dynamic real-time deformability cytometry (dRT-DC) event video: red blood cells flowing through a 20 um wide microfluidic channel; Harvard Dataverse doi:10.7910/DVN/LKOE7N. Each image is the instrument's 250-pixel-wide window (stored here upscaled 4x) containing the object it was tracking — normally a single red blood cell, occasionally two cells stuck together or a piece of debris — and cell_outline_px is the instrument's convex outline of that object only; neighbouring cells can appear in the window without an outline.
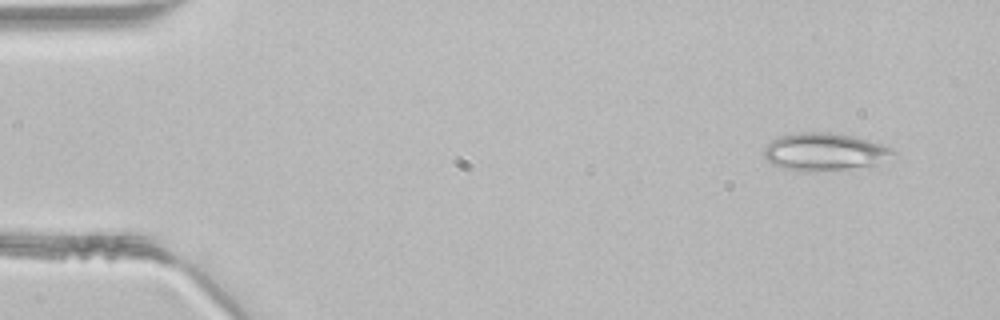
{"species": "common noctule bat (a hibernating species)", "species_latin": "Nyctalus noctula", "temperature_condition": "room temperature", "stored_images_in_passage": 45, "camera_frame_rate_fps": 3000, "um_per_image_px": 0.085, "animal": {"sex": "male", "body_mass_g": 21.5, "forearm_length_mm": 52.0}, "frame": {"image": 1, "passage_image": 3, "time_ms": 0.667, "image_size_px": [1000, 320], "cell_outline_px": [[896, 156], [876, 164], [844, 168], [808, 172], [800, 172], [784, 168], [772, 164], [764, 156], [764, 148], [772, 140], [780, 136], [800, 132], [828, 132], [852, 136], [884, 144], [892, 148], [896, 152]], "centroid_in_image_um": [70.1, 12.9], "position_along_channel_um": 14.9, "area_um2": 28.21}}
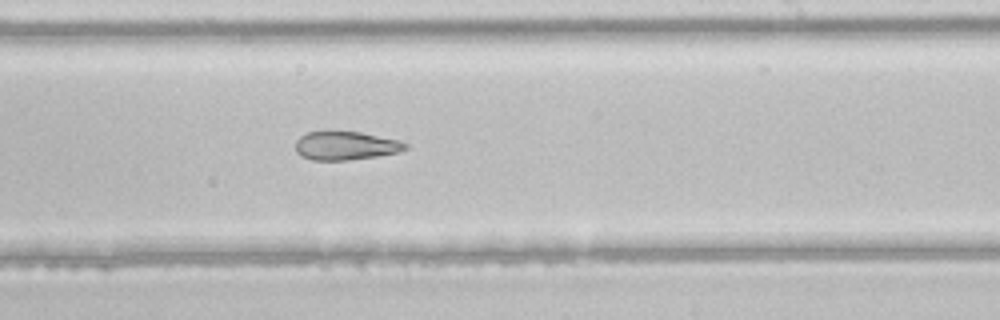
{"frame": {"image": 2, "passage_image": 27, "time_ms": 8.667, "image_size_px": [1000, 320], "cell_outline_px": [[408, 148], [396, 152], [376, 156], [348, 160], [312, 160], [300, 156], [296, 152], [296, 140], [300, 136], [308, 132], [360, 132], [400, 140], [408, 144]], "centroid_in_image_um": [29.37, 12.39], "position_along_channel_um": 259.6, "area_um2": 18.15}}
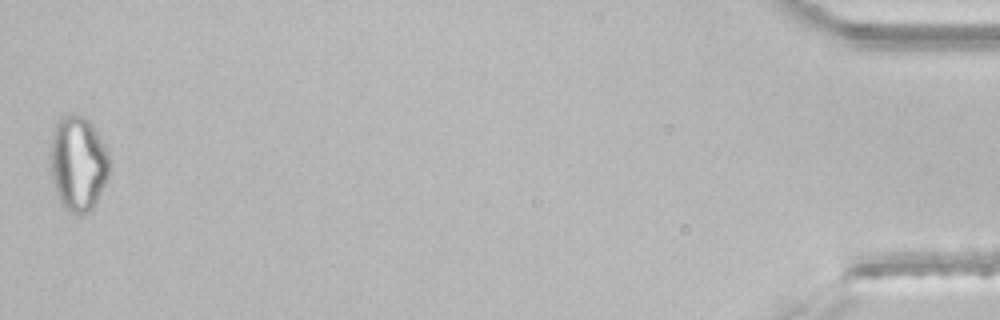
{"frame": {"image": 3, "passage_image": 45, "time_ms": 14.667, "image_size_px": [1000, 320], "cell_outline_px": [[108, 176], [92, 208], [88, 212], [80, 216], [68, 212], [60, 204], [56, 192], [52, 176], [52, 140], [56, 124], [64, 116], [72, 112], [88, 120], [92, 124], [108, 152]], "centroid_in_image_um": [6.64, 13.93], "position_along_channel_um": 428.6, "area_um2": 32.02}}